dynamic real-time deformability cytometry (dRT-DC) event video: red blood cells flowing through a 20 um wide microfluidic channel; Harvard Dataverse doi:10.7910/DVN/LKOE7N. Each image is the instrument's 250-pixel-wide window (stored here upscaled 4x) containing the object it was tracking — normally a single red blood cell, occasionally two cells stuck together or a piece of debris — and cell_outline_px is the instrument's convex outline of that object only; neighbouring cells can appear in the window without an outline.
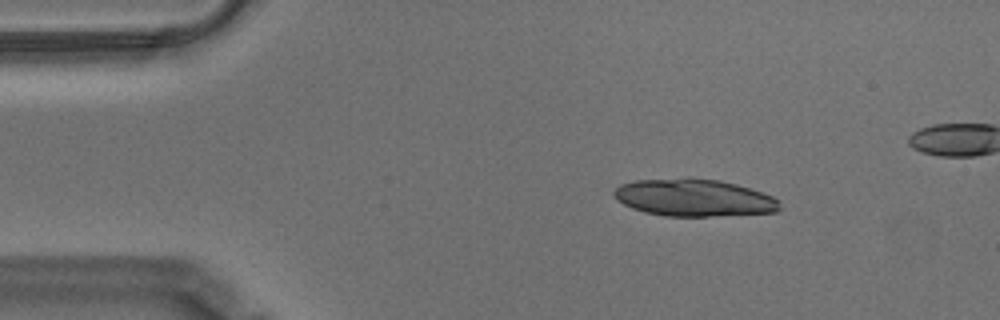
{"species": "Egyptian fruit bat (a non-hibernating species)", "species_latin": "Rousettus aegyptiacus", "temperature_condition": "warm", "stored_images_in_passage": 13, "camera_frame_rate_fps": 3000, "um_per_image_px": 0.085, "animal": {"sex": "male"}, "frame": {"image": 1, "passage_image": 1, "time_ms": 0.0, "image_size_px": [1000, 320], "cell_outline_px": [[780, 208], [776, 212], [708, 216], [664, 216], [644, 212], [632, 208], [624, 204], [612, 192], [620, 184], [636, 180], [688, 176], [720, 180], [736, 184], [772, 196], [780, 200]], "centroid_in_image_um": [58.97, 16.78], "position_along_channel_um": 26.0, "area_um2": 36.24}}